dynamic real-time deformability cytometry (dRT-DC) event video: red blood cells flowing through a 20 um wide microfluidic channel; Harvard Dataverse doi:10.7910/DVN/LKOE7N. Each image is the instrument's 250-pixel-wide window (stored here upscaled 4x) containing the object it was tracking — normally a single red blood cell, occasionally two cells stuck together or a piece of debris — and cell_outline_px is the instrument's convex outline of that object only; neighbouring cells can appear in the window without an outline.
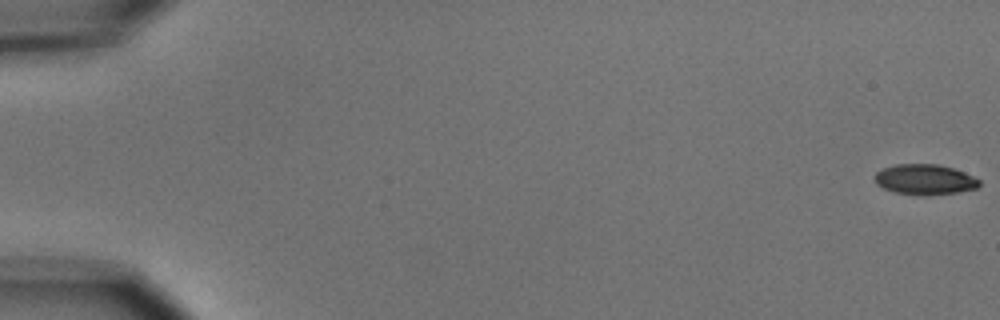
{"species": "common noctule bat (a hibernating species)", "species_latin": "Nyctalus noctula", "temperature_condition": "cold", "stored_images_in_passage": 8, "camera_frame_rate_fps": 3000, "um_per_image_px": 0.085, "animal": {"sex": "male", "body_mass_g": 15.6}, "frame": {"image": 1, "passage_image": 1, "time_ms": 0.0, "image_size_px": [1000, 320], "cell_outline_px": [[980, 188], [956, 192], [924, 196], [896, 192], [884, 188], [876, 184], [872, 176], [880, 168], [896, 164], [936, 164], [952, 168], [964, 172], [980, 180]], "centroid_in_image_um": [78.57, 15.25], "position_along_channel_um": 6.4, "area_um2": 18.67}}
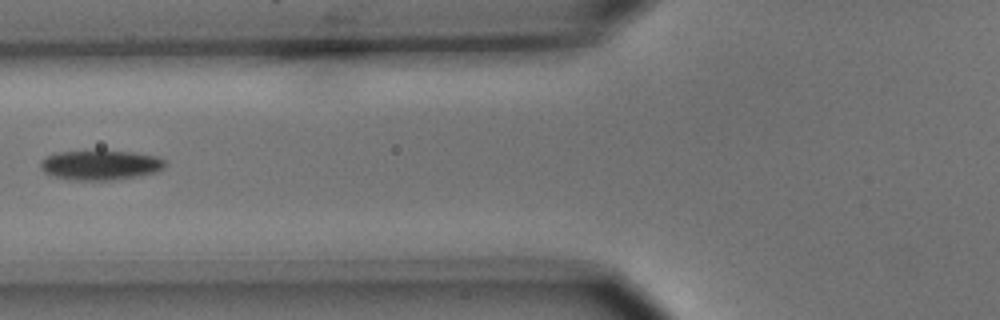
{"frame": {"image": 2, "passage_image": 7, "time_ms": 7.333, "image_size_px": [1000, 320], "cell_outline_px": [[164, 168], [156, 172], [140, 176], [112, 180], [76, 180], [56, 176], [44, 172], [40, 168], [40, 160], [56, 152], [84, 148], [100, 148], [132, 152], [156, 156], [164, 160]], "centroid_in_image_um": [8.51, 13.97], "position_along_channel_um": 117.3, "area_um2": 22.48}}
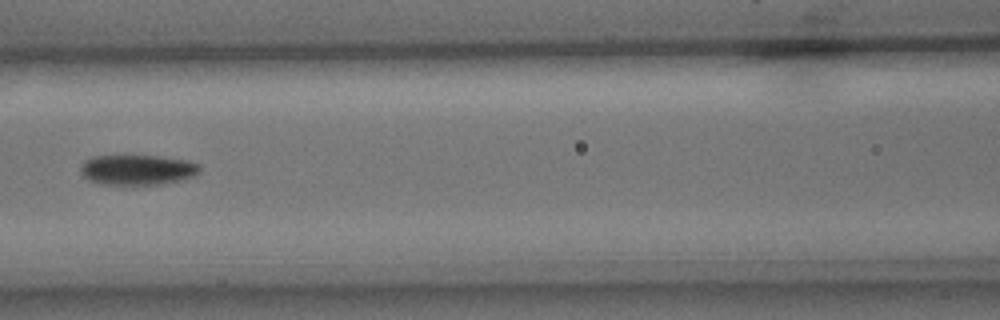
{"frame": {"image": 3, "passage_image": 8, "time_ms": 8.333, "image_size_px": [1000, 320], "cell_outline_px": [[200, 172], [192, 176], [180, 180], [160, 184], [100, 184], [88, 180], [80, 172], [80, 164], [84, 160], [92, 156], [160, 156], [188, 160], [200, 164]], "centroid_in_image_um": [11.66, 14.42], "position_along_channel_um": 154.9, "area_um2": 21.04}}